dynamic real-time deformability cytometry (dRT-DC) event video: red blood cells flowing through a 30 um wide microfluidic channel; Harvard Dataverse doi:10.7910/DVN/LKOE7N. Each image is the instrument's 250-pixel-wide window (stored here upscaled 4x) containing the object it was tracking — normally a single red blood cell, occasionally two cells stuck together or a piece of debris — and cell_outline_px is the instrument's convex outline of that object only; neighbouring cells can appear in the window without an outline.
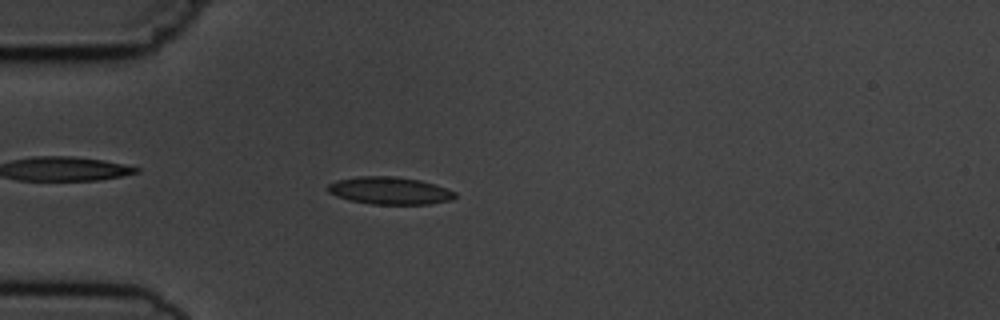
{"species": "common noctule bat (a hibernating species)", "species_latin": "Nyctalus noctula", "temperature_condition": "cold", "stored_images_in_passage": 4, "camera_frame_rate_fps": 3000, "um_per_image_px": 0.085, "animal": {"sex": "male", "body_mass_g": 19.5, "forearm_length_mm": 54.6}, "frame": {"image": 1, "passage_image": 4, "time_ms": 3.333, "image_size_px": [1000, 320], "cell_outline_px": [[456, 196], [452, 200], [428, 204], [372, 204], [348, 200], [336, 196], [328, 192], [328, 184], [336, 180], [360, 176], [396, 176], [420, 180], [436, 184], [456, 192]], "centroid_in_image_um": [33.13, 16.2], "position_along_channel_um": 51.9, "area_um2": 20.46}}